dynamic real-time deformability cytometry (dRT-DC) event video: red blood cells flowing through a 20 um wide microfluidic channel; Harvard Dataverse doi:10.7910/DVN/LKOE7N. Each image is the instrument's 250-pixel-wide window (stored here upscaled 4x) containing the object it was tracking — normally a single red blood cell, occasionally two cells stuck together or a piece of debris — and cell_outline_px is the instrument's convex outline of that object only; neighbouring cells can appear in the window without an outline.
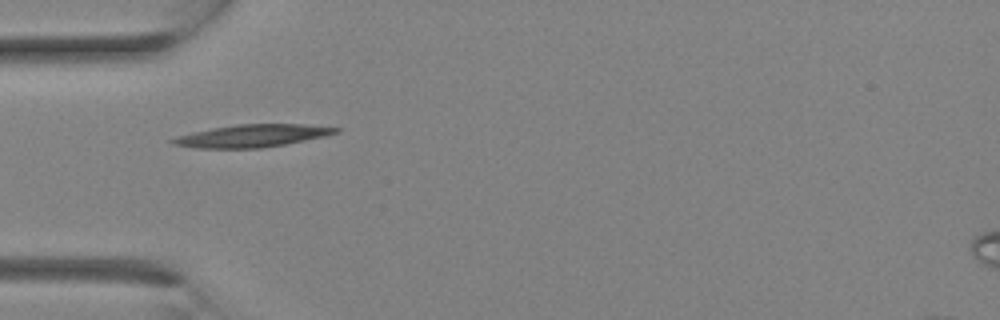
{"species": "Egyptian fruit bat (a non-hibernating species)", "species_latin": "Rousettus aegyptiacus", "temperature_condition": "room temperature", "stored_images_in_passage": 6, "camera_frame_rate_fps": 3000, "um_per_image_px": 0.085, "animal": {"sex": "female"}, "frame": {"image": 1, "passage_image": 1, "time_ms": 0.0, "image_size_px": [1000, 320], "cell_outline_px": [[340, 132], [324, 136], [284, 144], [260, 148], [196, 148], [172, 144], [168, 140], [176, 136], [192, 132], [212, 128], [236, 124], [304, 124], [340, 128]], "centroid_in_image_um": [21.39, 11.54], "position_along_channel_um": 63.6, "area_um2": 21.33}}
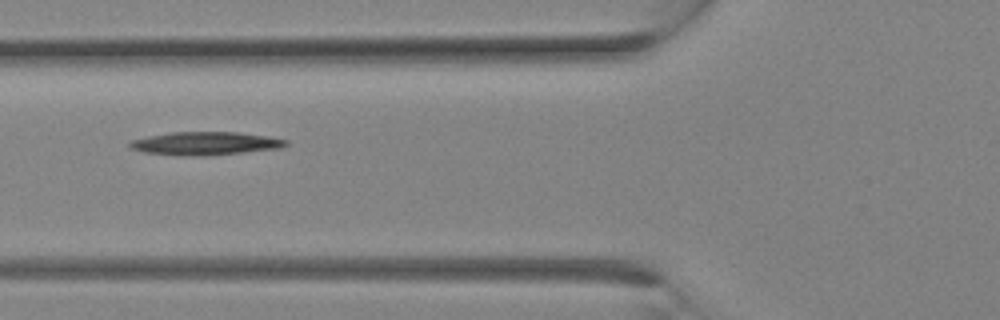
{"frame": {"image": 2, "passage_image": 3, "time_ms": 0.667, "image_size_px": [1000, 320], "cell_outline_px": [[288, 144], [280, 148], [244, 152], [204, 156], [176, 156], [144, 152], [128, 148], [128, 144], [132, 140], [148, 136], [172, 132], [236, 132], [264, 136], [288, 140]], "centroid_in_image_um": [17.39, 12.2], "position_along_channel_um": 108.4, "area_um2": 21.1}}
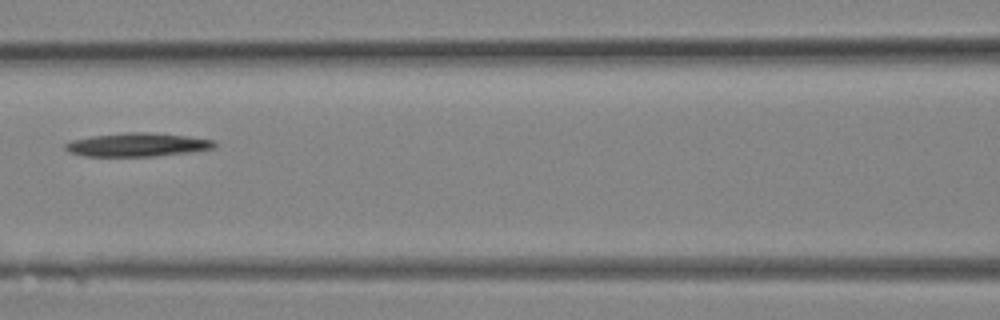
{"frame": {"image": 3, "passage_image": 5, "time_ms": 1.333, "image_size_px": [1000, 320], "cell_outline_px": [[216, 148], [188, 152], [156, 156], [84, 156], [72, 152], [64, 148], [64, 144], [72, 140], [92, 136], [124, 132], [148, 132], [188, 136], [216, 140]], "centroid_in_image_um": [11.71, 12.29], "position_along_channel_um": 154.9, "area_um2": 20.46}}